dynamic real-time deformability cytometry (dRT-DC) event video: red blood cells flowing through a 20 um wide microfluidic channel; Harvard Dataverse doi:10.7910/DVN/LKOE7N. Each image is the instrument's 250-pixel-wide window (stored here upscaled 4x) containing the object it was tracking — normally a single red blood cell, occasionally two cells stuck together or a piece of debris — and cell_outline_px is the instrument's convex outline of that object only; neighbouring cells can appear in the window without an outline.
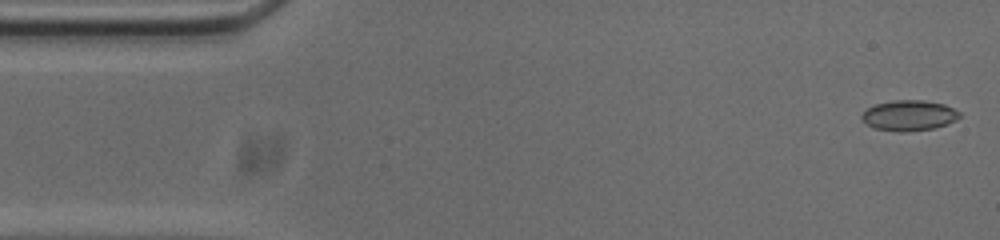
{"species": "common noctule bat (a hibernating species)", "species_latin": "Nyctalus noctula", "temperature_condition": "cold", "stored_images_in_passage": 53, "camera_frame_rate_fps": 3000, "um_per_image_px": 0.085, "animal": {"sex": "male", "body_mass_g": 20.0, "forearm_length_mm": 53.3}, "frame": {"image": 1, "passage_image": 1, "time_ms": 0.0, "image_size_px": [1000, 240], "cell_outline_px": [[960, 116], [956, 120], [948, 124], [932, 128], [904, 132], [896, 132], [872, 128], [860, 116], [868, 108], [876, 104], [892, 100], [924, 100], [944, 104], [960, 112]], "centroid_in_image_um": [77.27, 9.81], "position_along_channel_um": 7.7, "area_um2": 17.34}}
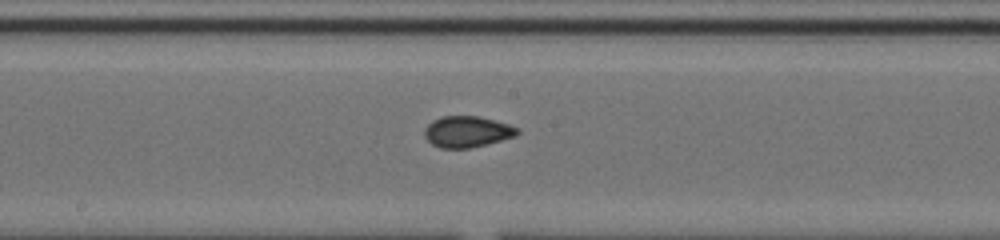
{"frame": {"image": 2, "passage_image": 26, "time_ms": 8.333, "image_size_px": [1000, 240], "cell_outline_px": [[520, 132], [516, 136], [468, 148], [440, 148], [432, 144], [424, 136], [424, 128], [432, 120], [440, 116], [480, 116], [496, 120], [520, 128]], "centroid_in_image_um": [39.7, 11.17], "position_along_channel_um": 208.5, "area_um2": 16.94}}
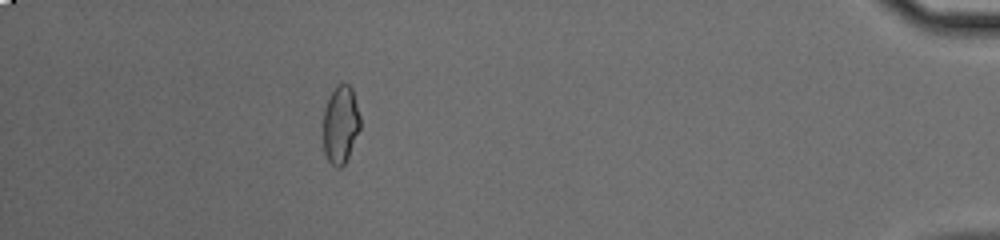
{"frame": {"image": 3, "passage_image": 47, "time_ms": 15.333, "image_size_px": [1000, 240], "cell_outline_px": [[360, 128], [348, 156], [344, 164], [340, 168], [336, 168], [328, 160], [324, 152], [324, 108], [332, 92], [340, 84], [348, 84], [352, 88], [360, 116]], "centroid_in_image_um": [28.95, 10.6], "position_along_channel_um": 406.2, "area_um2": 16.47}, "authors_computed_cell_mechanics": {"area_um2": 16.7042, "velocity_mm_per_s": 3.7452, "shape_relaxation_time_tau1_ms": null, "shape_relaxation_time_tau2_ms": 1.4225, "deformation_change_tau1": null, "deformation_change_tau2": 0.0513}}